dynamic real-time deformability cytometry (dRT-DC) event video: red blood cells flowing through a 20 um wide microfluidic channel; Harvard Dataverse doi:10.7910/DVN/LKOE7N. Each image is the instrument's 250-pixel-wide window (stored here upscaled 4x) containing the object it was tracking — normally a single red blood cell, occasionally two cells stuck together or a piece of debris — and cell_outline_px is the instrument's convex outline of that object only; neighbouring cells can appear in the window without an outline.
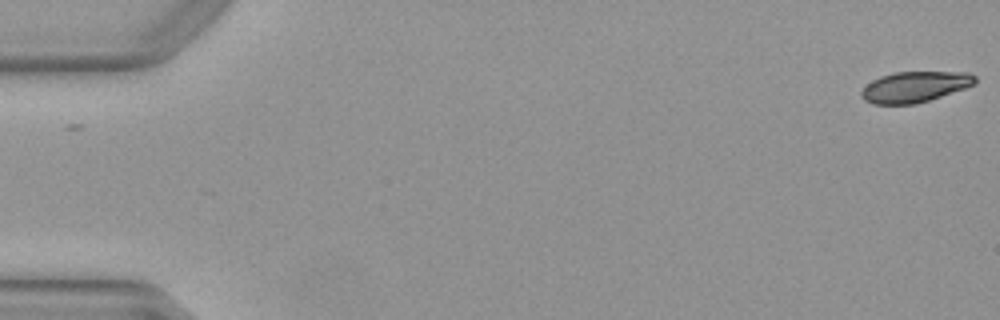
{"species": "Egyptian fruit bat (a non-hibernating species)", "species_latin": "Rousettus aegyptiacus", "temperature_condition": "warm", "stored_images_in_passage": 52, "camera_frame_rate_fps": 3000, "um_per_image_px": 0.085, "animal": {"sex": "female"}, "frame": {"image": 1, "passage_image": 1, "time_ms": 0.0, "image_size_px": [1000, 320], "cell_outline_px": [[976, 84], [916, 104], [872, 104], [864, 100], [860, 96], [860, 92], [872, 80], [880, 76], [896, 72], [968, 72], [976, 76]], "centroid_in_image_um": [77.74, 7.38], "position_along_channel_um": 7.3, "area_um2": 20.29}}
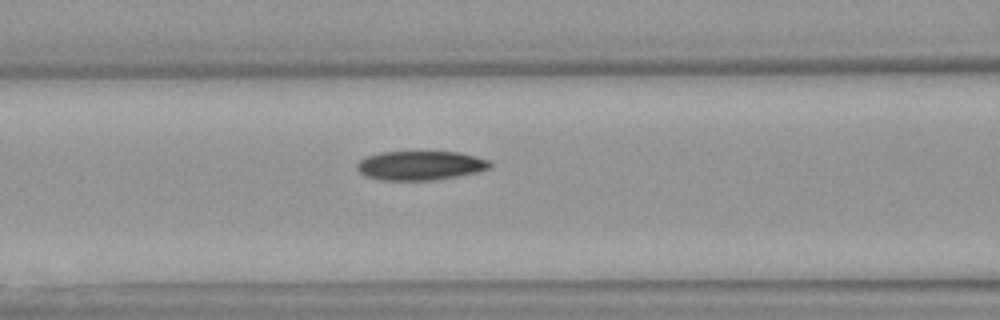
{"frame": {"image": 2, "passage_image": 22, "time_ms": 7.0, "image_size_px": [1000, 320], "cell_outline_px": [[492, 168], [476, 172], [456, 176], [432, 180], [380, 180], [364, 176], [356, 168], [356, 164], [360, 160], [368, 156], [380, 152], [460, 152], [476, 156], [488, 160], [492, 164]], "centroid_in_image_um": [35.72, 14.07], "position_along_channel_um": 130.9, "area_um2": 22.6}}
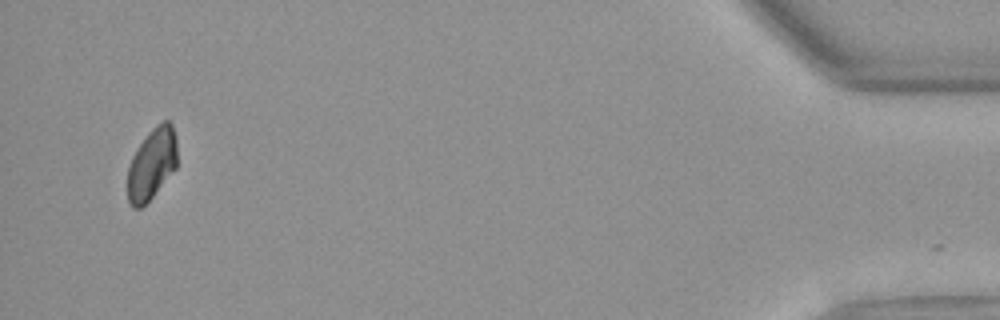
{"frame": {"image": 3, "passage_image": 50, "time_ms": 16.333, "image_size_px": [1000, 320], "cell_outline_px": [[176, 168], [152, 196], [140, 208], [132, 208], [128, 204], [128, 168], [132, 156], [136, 148], [148, 132], [156, 124], [164, 120], [168, 120], [172, 124], [176, 136]], "centroid_in_image_um": [12.89, 13.9], "position_along_channel_um": 422.3, "area_um2": 20.63}, "authors_computed_cell_mechanics": {"area_um2": 22.3686, "velocity_mm_per_s": 3.9956, "shape_relaxation_time_tau1_ms": 7.4214, "shape_relaxation_time_tau2_ms": null, "deformation_change_tau1": 0.1659, "deformation_change_tau2": null}}